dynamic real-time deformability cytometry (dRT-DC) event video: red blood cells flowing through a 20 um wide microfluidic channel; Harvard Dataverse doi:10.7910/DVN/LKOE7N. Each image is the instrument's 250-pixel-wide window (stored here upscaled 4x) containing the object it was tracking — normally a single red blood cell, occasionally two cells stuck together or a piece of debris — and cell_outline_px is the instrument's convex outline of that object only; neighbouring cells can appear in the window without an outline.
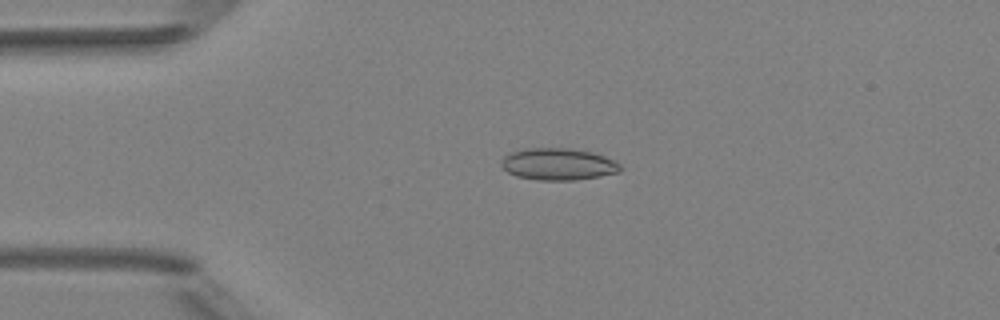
{"species": "Egyptian fruit bat (a non-hibernating species)", "species_latin": "Rousettus aegyptiacus", "temperature_condition": "room temperature", "stored_images_in_passage": 3, "camera_frame_rate_fps": 3000, "um_per_image_px": 0.085, "animal": {"sex": "female"}, "frame": {"image": 1, "passage_image": 3, "time_ms": 2.333, "image_size_px": [1000, 320], "cell_outline_px": [[620, 168], [616, 172], [600, 176], [576, 180], [536, 180], [516, 176], [508, 172], [500, 164], [500, 160], [504, 156], [512, 152], [528, 148], [572, 148], [592, 152], [604, 156], [620, 164]], "centroid_in_image_um": [47.4, 13.95], "position_along_channel_um": 37.6, "area_um2": 22.02}}